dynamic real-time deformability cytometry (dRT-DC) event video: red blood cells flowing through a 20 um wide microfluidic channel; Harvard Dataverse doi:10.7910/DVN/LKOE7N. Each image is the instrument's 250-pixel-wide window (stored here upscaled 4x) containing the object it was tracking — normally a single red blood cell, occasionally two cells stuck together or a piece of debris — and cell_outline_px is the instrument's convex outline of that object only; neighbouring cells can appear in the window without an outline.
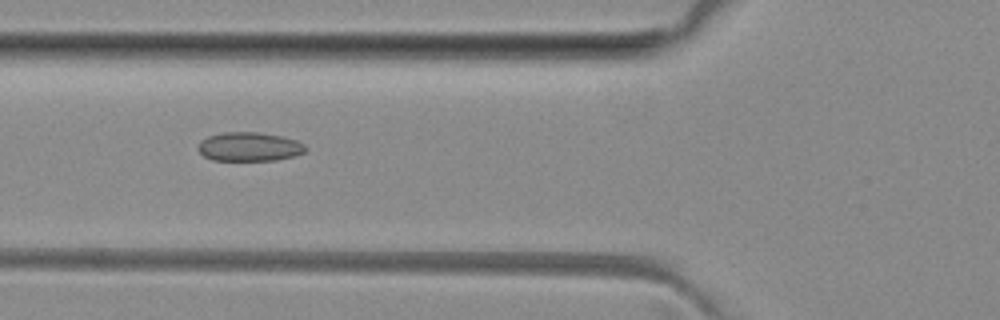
{"species": "common noctule bat (a hibernating species)", "species_latin": "Nyctalus noctula", "temperature_condition": "room temperature", "stored_images_in_passage": 6, "camera_frame_rate_fps": 3000, "um_per_image_px": 0.085, "animal": {"sex": "female", "body_mass_g": 29.2, "forearm_length_mm": 56.3}, "frame": {"image": 1, "passage_image": 4, "time_ms": 5.667, "image_size_px": [1000, 320], "cell_outline_px": [[308, 148], [304, 152], [292, 156], [276, 160], [212, 160], [204, 156], [196, 148], [200, 140], [208, 136], [224, 132], [260, 132], [280, 136], [296, 140], [304, 144]], "centroid_in_image_um": [21.16, 12.46], "position_along_channel_um": 104.6, "area_um2": 18.15}}
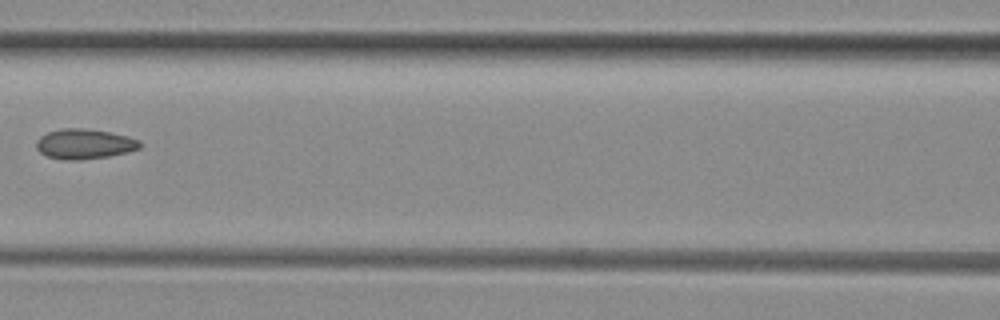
{"frame": {"image": 2, "passage_image": 5, "time_ms": 7.0, "image_size_px": [1000, 320], "cell_outline_px": [[144, 144], [140, 148], [128, 152], [108, 156], [80, 160], [64, 160], [48, 156], [40, 152], [36, 148], [36, 140], [40, 136], [48, 132], [60, 128], [84, 128], [112, 132], [128, 136], [140, 140]], "centroid_in_image_um": [7.2, 12.23], "position_along_channel_um": 159.4, "area_um2": 18.38}}
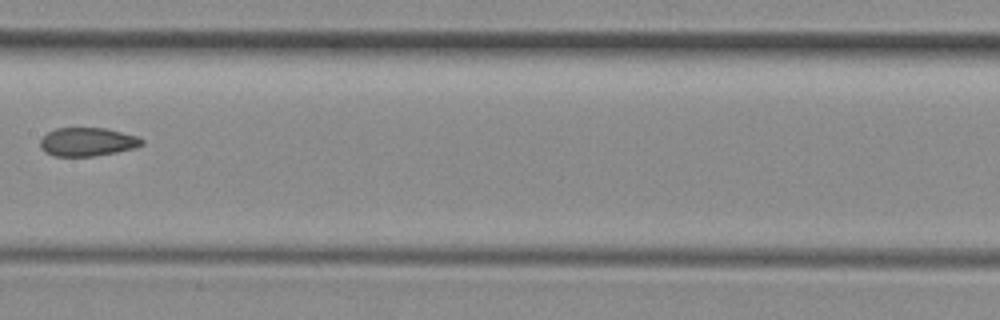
{"frame": {"image": 3, "passage_image": 6, "time_ms": 8.0, "image_size_px": [1000, 320], "cell_outline_px": [[144, 144], [132, 148], [116, 152], [92, 156], [56, 156], [44, 152], [40, 148], [40, 140], [48, 132], [56, 128], [104, 128], [136, 136], [144, 140]], "centroid_in_image_um": [7.39, 12.06], "position_along_channel_um": 200.0, "area_um2": 16.7}}